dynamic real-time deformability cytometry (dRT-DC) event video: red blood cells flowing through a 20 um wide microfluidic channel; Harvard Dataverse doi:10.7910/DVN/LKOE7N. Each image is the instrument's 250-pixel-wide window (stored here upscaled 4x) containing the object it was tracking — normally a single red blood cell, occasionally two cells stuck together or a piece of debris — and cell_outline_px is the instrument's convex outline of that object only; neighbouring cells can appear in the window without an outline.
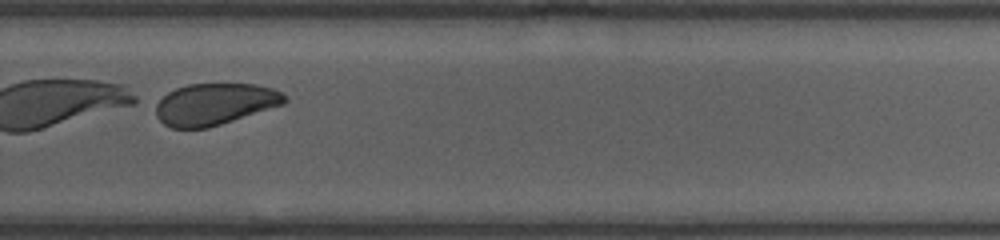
{"species": "human", "species_latin": "Homo sapiens", "temperature_condition": "room temperature", "stored_images_in_passage": 28, "segment_of_instrument_passage": [2, 2], "camera_frame_rate_fps": 3000, "um_per_image_px": 0.085, "donor": {"sex": "female"}, "frame": {"image": 1, "passage_image": 27, "time_ms": 10.0, "image_size_px": [1000, 240], "cell_outline_px": [[288, 100], [284, 104], [208, 128], [172, 128], [164, 124], [156, 116], [152, 104], [168, 92], [176, 88], [188, 84], [252, 84], [272, 88], [284, 92]], "centroid_in_image_um": [18.22, 8.84], "position_along_channel_um": 311.6, "area_um2": 31.5}}